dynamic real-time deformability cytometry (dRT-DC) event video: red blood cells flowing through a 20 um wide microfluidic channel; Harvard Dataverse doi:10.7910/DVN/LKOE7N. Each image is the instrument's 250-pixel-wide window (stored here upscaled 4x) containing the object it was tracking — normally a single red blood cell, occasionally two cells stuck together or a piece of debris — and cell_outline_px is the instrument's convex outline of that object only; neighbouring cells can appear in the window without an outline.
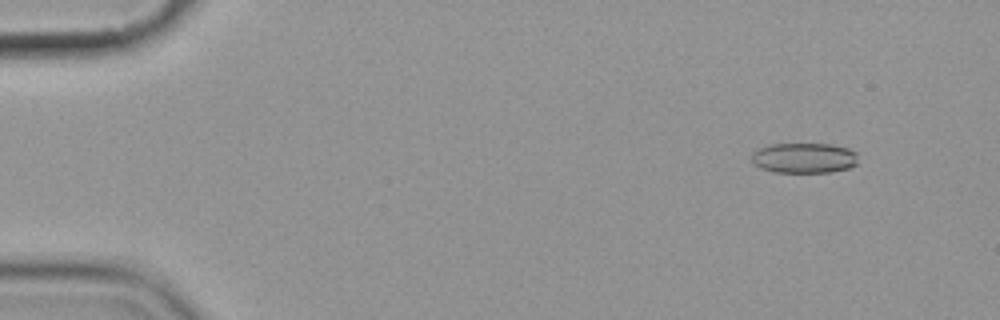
{"species": "common noctule bat (a hibernating species)", "species_latin": "Nyctalus noctula", "temperature_condition": "cold", "stored_images_in_passage": 9, "camera_frame_rate_fps": 3000, "um_per_image_px": 0.085, "animal": {"sex": "female", "body_mass_g": 19.9}, "frame": {"image": 1, "passage_image": 2, "time_ms": 1.333, "image_size_px": [1000, 320], "cell_outline_px": [[856, 164], [848, 168], [832, 172], [772, 172], [760, 168], [752, 164], [752, 152], [756, 148], [768, 144], [832, 144], [848, 148], [856, 152]], "centroid_in_image_um": [68.29, 13.42], "position_along_channel_um": 16.7, "area_um2": 19.02}}
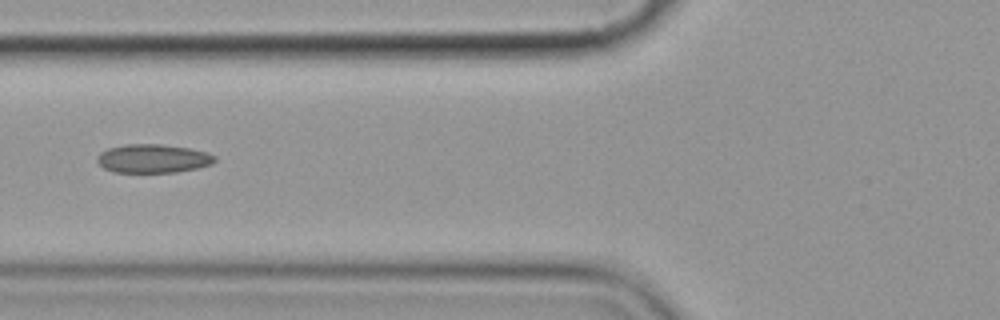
{"frame": {"image": 2, "passage_image": 7, "time_ms": 7.0, "image_size_px": [1000, 320], "cell_outline_px": [[216, 160], [212, 164], [196, 168], [176, 172], [112, 172], [104, 168], [96, 160], [96, 156], [100, 152], [108, 148], [128, 144], [160, 144], [188, 148], [208, 152], [216, 156]], "centroid_in_image_um": [13.0, 13.47], "position_along_channel_um": 112.8, "area_um2": 19.65}}
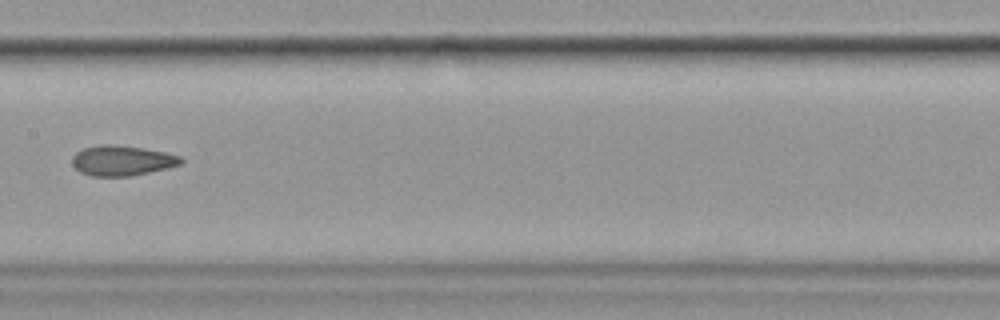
{"frame": {"image": 3, "passage_image": 9, "time_ms": 9.333, "image_size_px": [1000, 320], "cell_outline_px": [[184, 160], [180, 164], [168, 168], [132, 176], [92, 176], [80, 172], [72, 164], [72, 156], [76, 152], [84, 148], [100, 144], [112, 144], [144, 148], [164, 152], [180, 156]], "centroid_in_image_um": [10.36, 13.65], "position_along_channel_um": 197.0, "area_um2": 19.19}}